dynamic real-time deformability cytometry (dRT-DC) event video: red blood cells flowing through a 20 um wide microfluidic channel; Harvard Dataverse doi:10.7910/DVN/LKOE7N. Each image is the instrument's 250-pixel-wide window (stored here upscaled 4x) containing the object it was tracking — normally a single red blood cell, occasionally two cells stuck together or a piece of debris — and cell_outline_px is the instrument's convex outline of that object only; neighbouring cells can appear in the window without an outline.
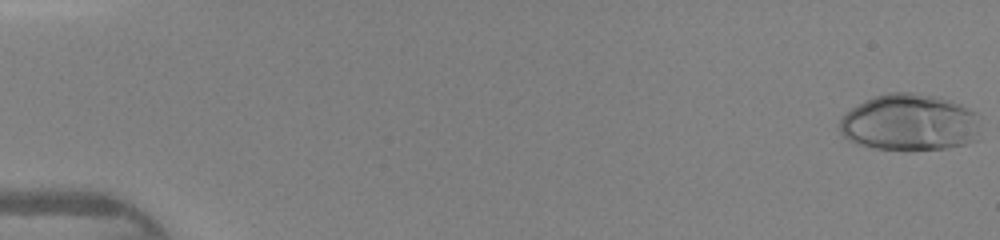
{"species": "human", "species_latin": "Homo sapiens", "temperature_condition": "warm", "stored_images_in_passage": 46, "camera_frame_rate_fps": 3000, "um_per_image_px": 0.085, "donor": {"sex": "female"}, "frame": {"image": 1, "passage_image": 1, "time_ms": 0.0, "image_size_px": [1000, 240], "cell_outline_px": [[984, 116], [976, 140], [964, 144], [944, 148], [876, 148], [856, 144], [848, 140], [840, 132], [840, 120], [852, 108], [876, 96], [888, 92], [912, 92], [936, 96], [960, 104]], "centroid_in_image_um": [77.39, 10.39], "position_along_channel_um": 7.6, "area_um2": 46.3}}
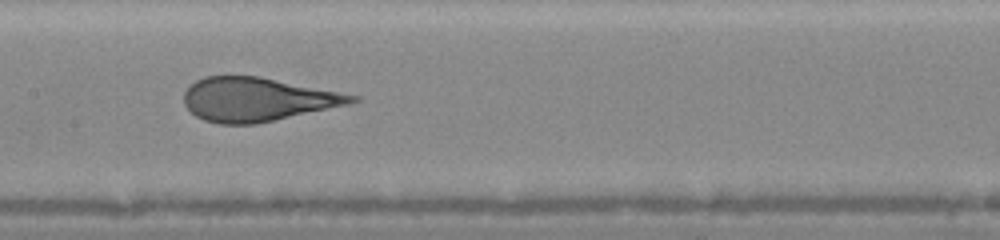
{"frame": {"image": 2, "passage_image": 24, "time_ms": 7.667, "image_size_px": [1000, 240], "cell_outline_px": [[360, 100], [352, 104], [256, 124], [220, 124], [204, 120], [196, 116], [184, 104], [184, 92], [188, 84], [204, 76], [260, 76], [360, 96]], "centroid_in_image_um": [21.88, 8.44], "position_along_channel_um": 185.5, "area_um2": 43.0}}
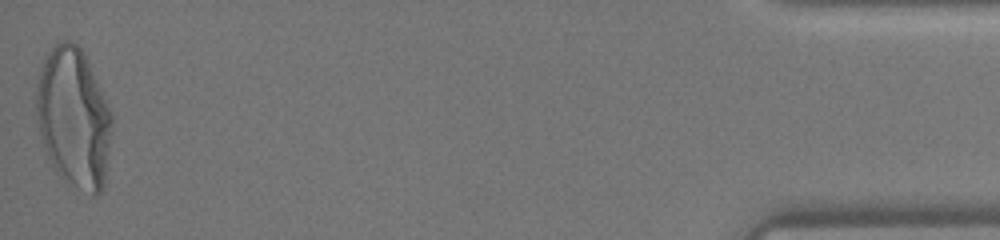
{"frame": {"image": 3, "passage_image": 46, "time_ms": 15.0, "image_size_px": [1000, 240], "cell_outline_px": [[112, 124], [104, 188], [96, 196], [92, 196], [64, 180], [56, 172], [48, 156], [40, 132], [36, 108], [36, 88], [40, 72], [44, 60], [48, 52], [56, 40], [72, 40], [84, 52], [112, 116]], "centroid_in_image_um": [6.26, 10.0], "position_along_channel_um": 428.9, "area_um2": 61.15}}